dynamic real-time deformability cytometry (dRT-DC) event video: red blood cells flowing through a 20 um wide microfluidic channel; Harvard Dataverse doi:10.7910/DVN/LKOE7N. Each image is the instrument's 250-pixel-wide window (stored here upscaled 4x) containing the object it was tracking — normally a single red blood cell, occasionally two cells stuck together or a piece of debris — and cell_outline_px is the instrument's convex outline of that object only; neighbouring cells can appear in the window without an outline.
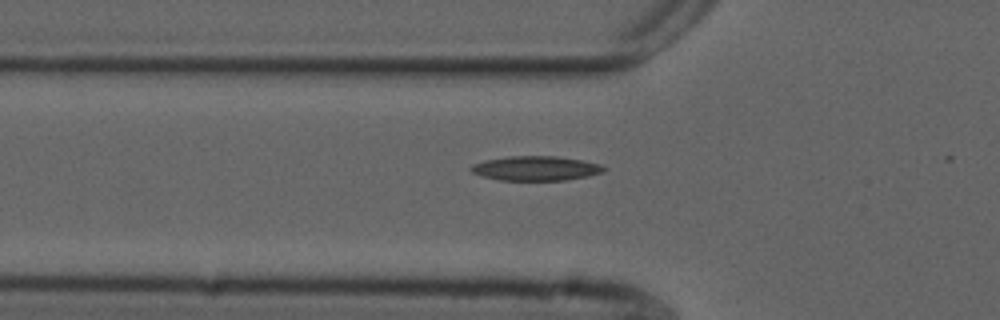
{"species": "common noctule bat (a hibernating species)", "species_latin": "Nyctalus noctula", "temperature_condition": "cold", "stored_images_in_passage": 7, "camera_frame_rate_fps": 3000, "um_per_image_px": 0.085, "animal": {"sex": "male", "forearm_length_mm": 52.5}, "frame": {"image": 1, "passage_image": 6, "time_ms": 1.667, "image_size_px": [1000, 320], "cell_outline_px": [[608, 168], [604, 172], [588, 176], [564, 180], [500, 180], [484, 176], [472, 172], [468, 168], [472, 164], [484, 160], [508, 156], [556, 156], [580, 160], [600, 164]], "centroid_in_image_um": [45.54, 14.3], "position_along_channel_um": 80.3, "area_um2": 18.96}}